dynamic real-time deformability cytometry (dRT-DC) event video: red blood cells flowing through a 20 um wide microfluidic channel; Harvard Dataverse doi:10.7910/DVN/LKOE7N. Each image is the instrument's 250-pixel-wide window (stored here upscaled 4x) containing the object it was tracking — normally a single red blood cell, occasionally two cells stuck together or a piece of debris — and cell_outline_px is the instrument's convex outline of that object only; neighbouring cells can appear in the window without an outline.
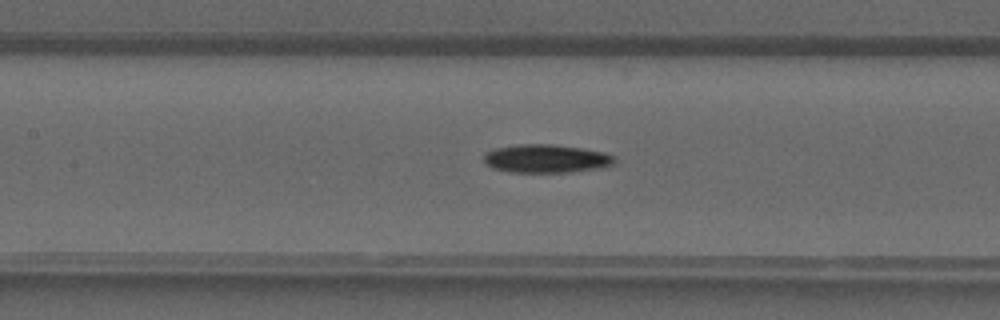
{"species": "common noctule bat (a hibernating species)", "species_latin": "Nyctalus noctula", "temperature_condition": "warm", "stored_images_in_passage": 28, "camera_frame_rate_fps": 3000, "um_per_image_px": 0.085, "animal": {"sex": "male", "forearm_length_mm": 52.5}, "frame": {"image": 1, "passage_image": 11, "time_ms": 3.333, "image_size_px": [1000, 320], "cell_outline_px": [[616, 164], [608, 168], [572, 172], [512, 172], [492, 168], [484, 160], [484, 152], [496, 148], [516, 144], [556, 144], [604, 152], [616, 156]], "centroid_in_image_um": [46.51, 13.49], "position_along_channel_um": 160.9, "area_um2": 22.02}}
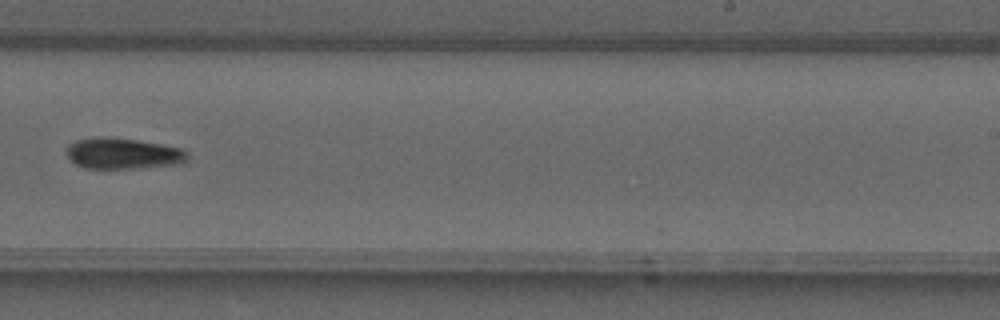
{"frame": {"image": 2, "passage_image": 18, "time_ms": 5.667, "image_size_px": [1000, 320], "cell_outline_px": [[192, 156], [184, 164], [140, 168], [84, 168], [76, 164], [64, 152], [68, 144], [76, 140], [136, 140], [184, 148]], "centroid_in_image_um": [10.59, 13.1], "position_along_channel_um": 278.4, "area_um2": 21.39}}
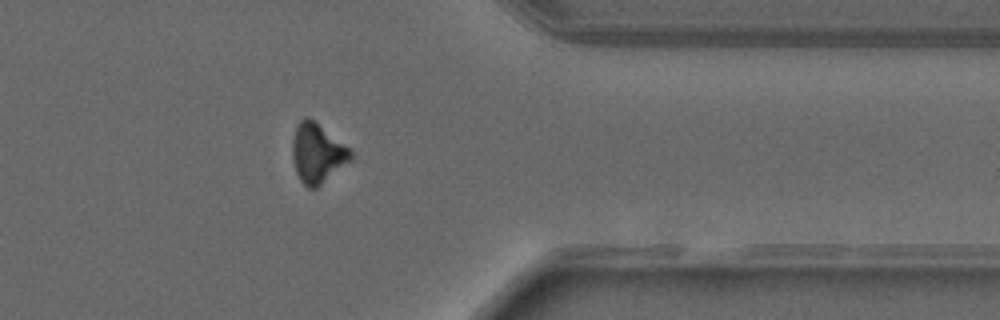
{"frame": {"image": 3, "passage_image": 25, "time_ms": 8.0, "image_size_px": [1000, 320], "cell_outline_px": [[352, 160], [316, 188], [308, 188], [300, 180], [296, 172], [292, 156], [292, 140], [296, 124], [304, 116], [308, 116], [352, 148]], "centroid_in_image_um": [26.99, 12.99], "position_along_channel_um": 384.4, "area_um2": 20.52}}